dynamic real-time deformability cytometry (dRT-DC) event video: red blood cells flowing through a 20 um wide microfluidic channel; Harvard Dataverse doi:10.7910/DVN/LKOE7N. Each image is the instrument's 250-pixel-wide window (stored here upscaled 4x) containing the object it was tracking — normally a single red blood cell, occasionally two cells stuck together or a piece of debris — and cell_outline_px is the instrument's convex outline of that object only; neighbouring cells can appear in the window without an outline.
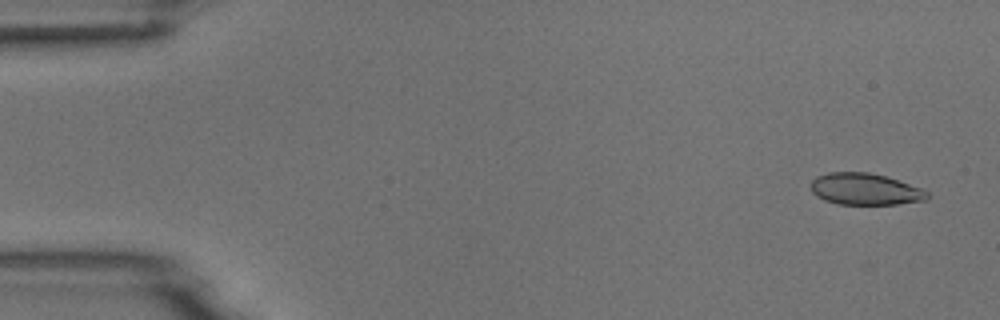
{"species": "common noctule bat (a hibernating species)", "species_latin": "Nyctalus noctula", "temperature_condition": "room temperature", "stored_images_in_passage": 7, "camera_frame_rate_fps": 3000, "um_per_image_px": 0.085, "animal": {"sex": "male", "body_mass_g": 18.8}, "frame": {"image": 1, "passage_image": 1, "time_ms": 0.0, "image_size_px": [1000, 320], "cell_outline_px": [[928, 200], [896, 204], [836, 204], [824, 200], [816, 196], [812, 192], [812, 180], [816, 176], [828, 172], [868, 172], [884, 176], [920, 188], [928, 192]], "centroid_in_image_um": [73.5, 16.08], "position_along_channel_um": 11.5, "area_um2": 21.33}}
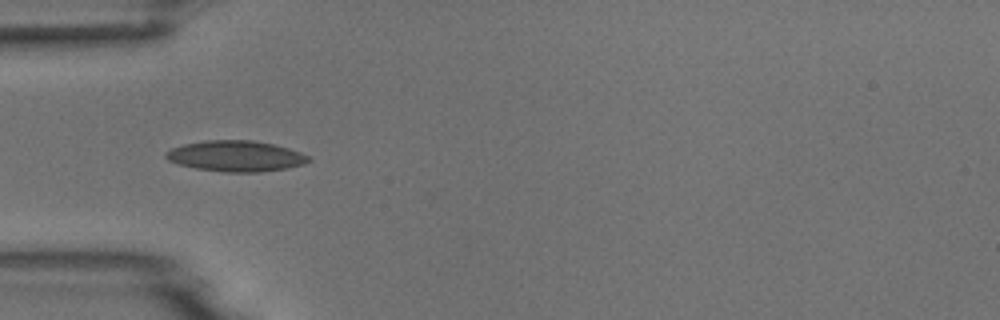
{"frame": {"image": 2, "passage_image": 5, "time_ms": 4.667, "image_size_px": [1000, 320], "cell_outline_px": [[312, 160], [304, 164], [288, 168], [260, 172], [224, 172], [196, 168], [180, 164], [168, 160], [164, 156], [164, 152], [172, 148], [184, 144], [204, 140], [252, 140], [272, 144], [288, 148], [300, 152], [308, 156]], "centroid_in_image_um": [20.04, 13.27], "position_along_channel_um": 65.0, "area_um2": 25.61}}